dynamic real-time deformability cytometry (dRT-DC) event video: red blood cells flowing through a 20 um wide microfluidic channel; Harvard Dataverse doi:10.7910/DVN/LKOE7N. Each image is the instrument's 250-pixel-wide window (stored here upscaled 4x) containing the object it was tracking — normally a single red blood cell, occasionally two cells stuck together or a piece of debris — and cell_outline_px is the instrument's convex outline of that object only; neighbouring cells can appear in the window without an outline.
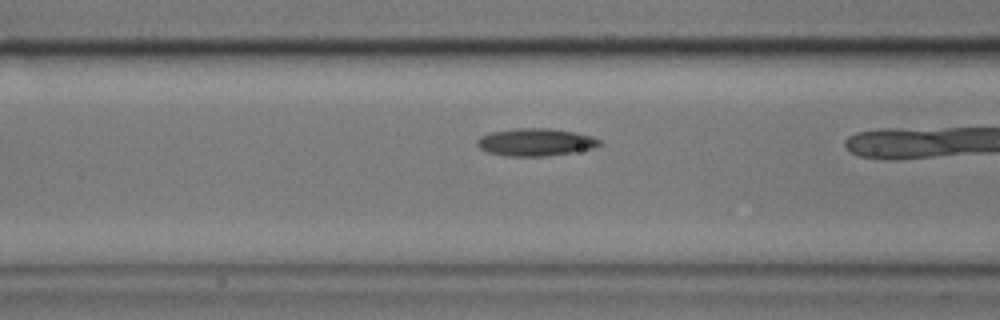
{"species": "common noctule bat (a hibernating species)", "species_latin": "Nyctalus noctula", "temperature_condition": "cold", "stored_images_in_passage": 15, "camera_frame_rate_fps": 3000, "um_per_image_px": 0.085, "animal": {"sex": "male", "body_mass_g": 17.9}, "frame": {"image": 1, "passage_image": 13, "time_ms": 4.0, "image_size_px": [1000, 320], "cell_outline_px": [[604, 144], [592, 148], [572, 152], [548, 156], [504, 156], [488, 152], [480, 148], [476, 144], [476, 140], [480, 136], [492, 132], [516, 128], [548, 128], [576, 132], [592, 136], [600, 140]], "centroid_in_image_um": [45.52, 12.08], "position_along_channel_um": 121.1, "area_um2": 19.71}}